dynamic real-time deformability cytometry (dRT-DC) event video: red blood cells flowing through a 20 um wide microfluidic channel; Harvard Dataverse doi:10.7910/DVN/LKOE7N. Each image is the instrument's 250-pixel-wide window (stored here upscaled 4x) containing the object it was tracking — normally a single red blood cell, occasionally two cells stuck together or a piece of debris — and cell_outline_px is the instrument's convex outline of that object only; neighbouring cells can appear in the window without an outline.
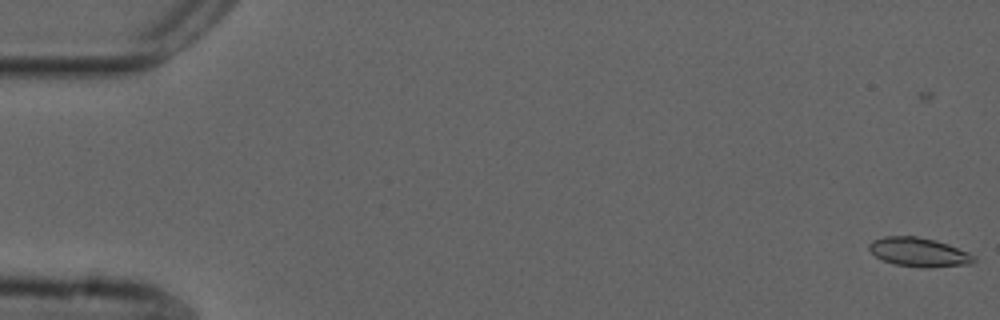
{"species": "common noctule bat (a hibernating species)", "species_latin": "Nyctalus noctula", "temperature_condition": "cold", "stored_images_in_passage": 51, "camera_frame_rate_fps": 3000, "um_per_image_px": 0.085, "animal": {"sex": "male", "forearm_length_mm": 52.5}, "frame": {"image": 1, "passage_image": 3, "time_ms": 0.667, "image_size_px": [1000, 320], "cell_outline_px": [[976, 260], [972, 264], [932, 268], [924, 268], [896, 264], [884, 260], [876, 256], [868, 248], [868, 244], [872, 240], [884, 236], [916, 236], [936, 240], [948, 244], [968, 252], [976, 256]], "centroid_in_image_um": [78.14, 21.43], "position_along_channel_um": 6.9, "area_um2": 17.86}}
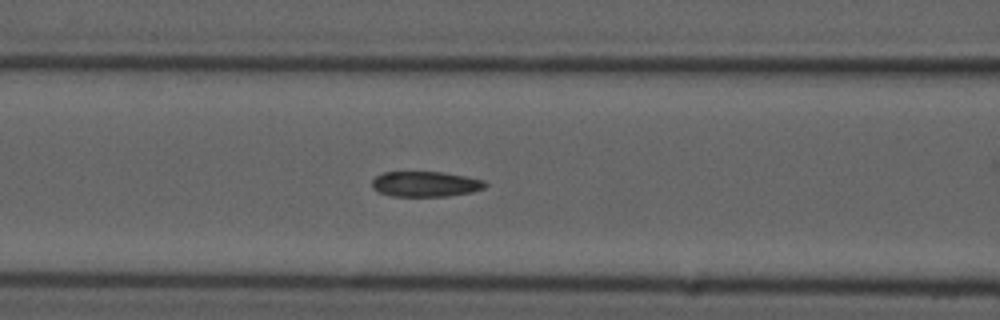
{"frame": {"image": 2, "passage_image": 25, "time_ms": 8.0, "image_size_px": [1000, 320], "cell_outline_px": [[488, 184], [484, 188], [472, 192], [448, 196], [392, 196], [380, 192], [372, 188], [372, 180], [376, 176], [384, 172], [444, 172], [484, 180]], "centroid_in_image_um": [36.17, 15.64], "position_along_channel_um": 130.4, "area_um2": 16.7}}
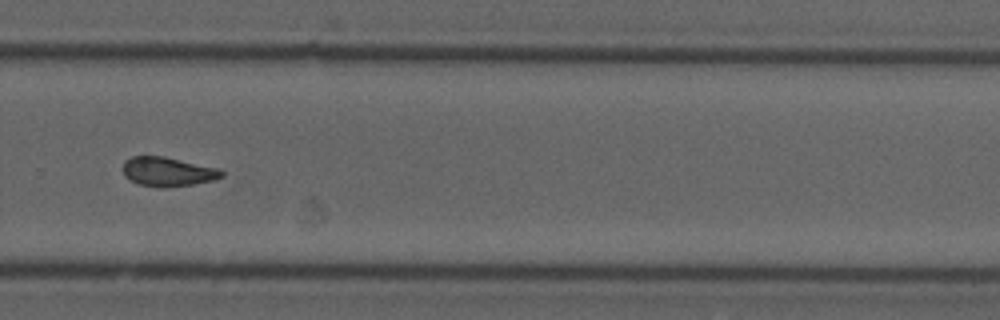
{"frame": {"image": 3, "passage_image": 40, "time_ms": 13.0, "image_size_px": [1000, 320], "cell_outline_px": [[224, 176], [216, 180], [192, 184], [164, 188], [140, 184], [124, 176], [124, 160], [132, 156], [164, 156], [220, 168], [224, 172]], "centroid_in_image_um": [14.32, 14.58], "position_along_channel_um": 315.5, "area_um2": 16.88}}